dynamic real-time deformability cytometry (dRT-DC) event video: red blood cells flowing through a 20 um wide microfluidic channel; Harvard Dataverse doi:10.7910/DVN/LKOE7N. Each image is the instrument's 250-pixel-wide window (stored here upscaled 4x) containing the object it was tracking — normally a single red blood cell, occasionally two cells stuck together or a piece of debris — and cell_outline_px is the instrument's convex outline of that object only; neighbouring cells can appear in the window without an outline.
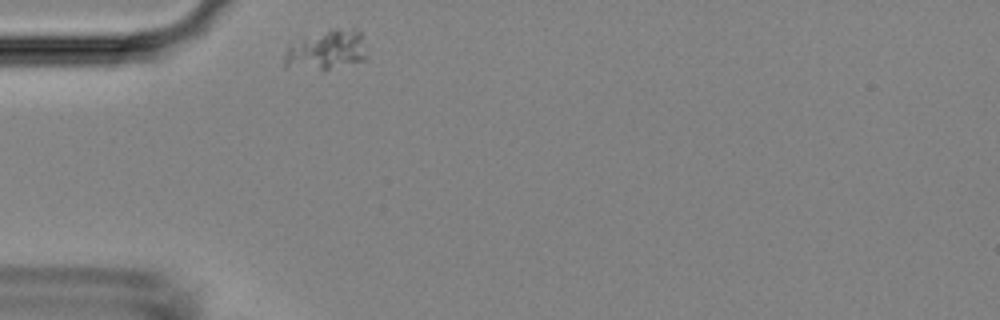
{"species": "Egyptian fruit bat (a non-hibernating species)", "species_latin": "Rousettus aegyptiacus", "temperature_condition": "room temperature", "stored_images_in_passage": 1, "camera_frame_rate_fps": 3000, "um_per_image_px": 0.085, "animal": {"sex": "female"}, "frame": {"image": 1, "passage_image": 1, "time_ms": 0.0, "image_size_px": [1000, 320], "cell_outline_px": [[364, 60], [328, 68], [284, 68], [284, 52], [288, 48], [304, 40], [336, 28], [356, 28], [360, 32], [364, 56]], "centroid_in_image_um": [27.74, 4.26], "position_along_channel_um": 57.3, "area_um2": 17.69}}